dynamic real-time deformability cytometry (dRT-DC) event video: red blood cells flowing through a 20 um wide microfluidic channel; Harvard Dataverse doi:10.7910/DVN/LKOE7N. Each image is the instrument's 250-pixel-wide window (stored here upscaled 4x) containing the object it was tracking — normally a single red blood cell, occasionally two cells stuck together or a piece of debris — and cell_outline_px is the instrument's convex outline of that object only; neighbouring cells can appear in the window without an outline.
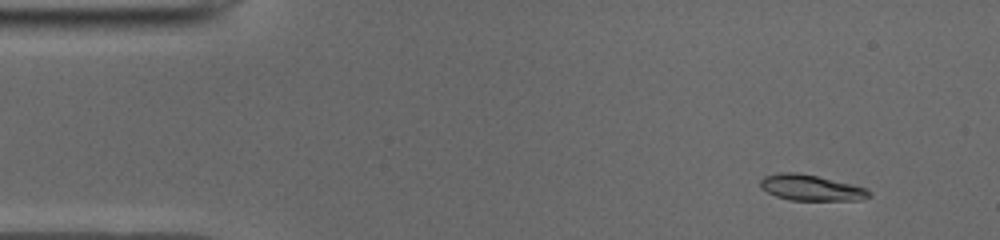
{"species": "common noctule bat (a hibernating species)", "species_latin": "Nyctalus noctula", "temperature_condition": "cold", "stored_images_in_passage": 48, "camera_frame_rate_fps": 3000, "um_per_image_px": 0.085, "animal": {"sex": "male", "body_mass_g": 19.0, "forearm_length_mm": 50.8}, "frame": {"image": 1, "passage_image": 2, "time_ms": 0.333, "image_size_px": [1000, 240], "cell_outline_px": [[872, 196], [860, 200], [788, 200], [776, 196], [760, 188], [760, 180], [764, 176], [776, 172], [796, 172], [816, 176], [852, 184], [868, 188], [872, 192]], "centroid_in_image_um": [68.94, 15.96], "position_along_channel_um": 16.1, "area_um2": 16.53}}
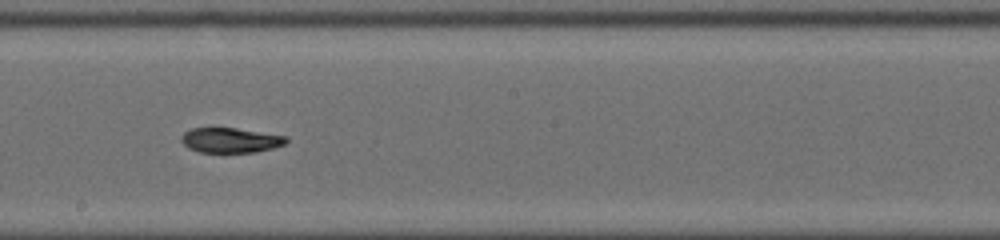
{"frame": {"image": 2, "passage_image": 25, "time_ms": 8.0, "image_size_px": [1000, 240], "cell_outline_px": [[288, 140], [284, 144], [272, 148], [256, 152], [200, 152], [188, 148], [180, 140], [180, 136], [184, 132], [192, 128], [236, 128], [288, 136]], "centroid_in_image_um": [19.58, 11.91], "position_along_channel_um": 228.6, "area_um2": 15.26}}
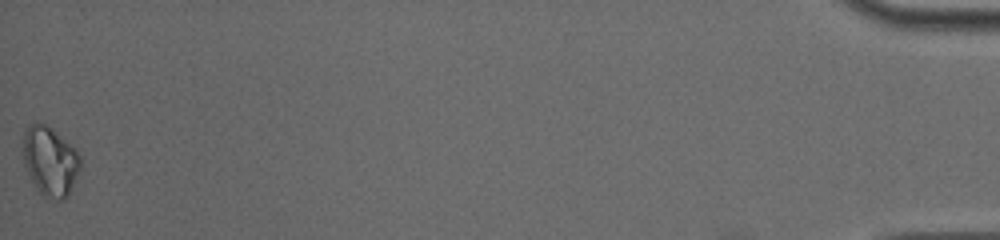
{"frame": {"image": 3, "passage_image": 48, "time_ms": 15.667, "image_size_px": [1000, 240], "cell_outline_px": [[80, 168], [68, 196], [64, 200], [56, 200], [44, 196], [36, 188], [28, 172], [24, 160], [24, 128], [28, 124], [44, 124], [56, 132], [80, 156]], "centroid_in_image_um": [4.25, 13.73], "position_along_channel_um": 430.9, "area_um2": 22.48}, "authors_computed_cell_mechanics": {"area_um2": 16.5308, "velocity_mm_per_s": 3.9501, "shape_relaxation_time_tau1_ms": null, "shape_relaxation_time_tau2_ms": 9.1316, "deformation_change_tau1": null, "deformation_change_tau2": 0.1126}}